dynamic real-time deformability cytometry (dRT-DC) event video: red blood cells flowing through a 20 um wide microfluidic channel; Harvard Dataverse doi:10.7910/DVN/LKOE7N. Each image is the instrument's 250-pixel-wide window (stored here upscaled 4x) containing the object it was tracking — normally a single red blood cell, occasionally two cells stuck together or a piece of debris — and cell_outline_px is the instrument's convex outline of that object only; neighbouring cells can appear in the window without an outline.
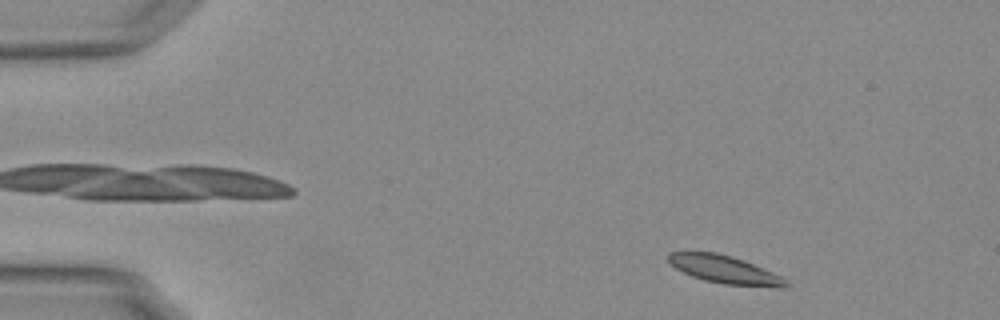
{"species": "Egyptian fruit bat (a non-hibernating species)", "species_latin": "Rousettus aegyptiacus", "temperature_condition": "warm", "stored_images_in_passage": 51, "camera_frame_rate_fps": 3000, "um_per_image_px": 0.085, "animal": {"sex": "female"}, "frame": {"image": 1, "passage_image": 4, "time_ms": 1.0, "image_size_px": [1000, 320], "cell_outline_px": [[788, 284], [784, 288], [780, 288], [724, 284], [704, 280], [692, 276], [676, 268], [668, 260], [668, 256], [672, 252], [716, 252], [752, 264], [780, 276], [788, 280]], "centroid_in_image_um": [61.61, 22.94], "position_along_channel_um": 23.4, "area_um2": 18.61}}
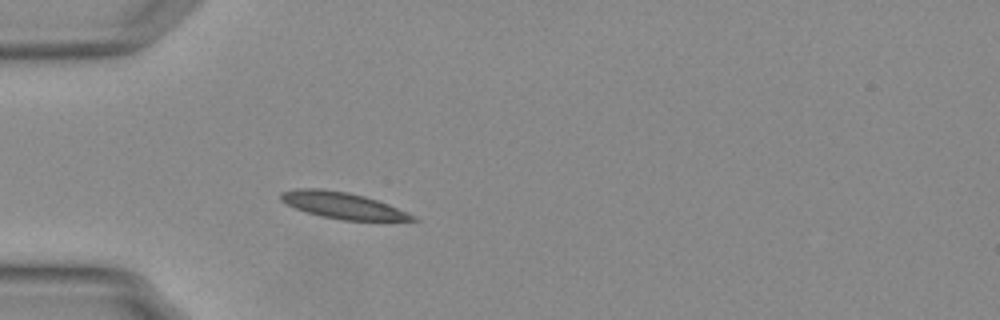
{"frame": {"image": 2, "passage_image": 13, "time_ms": 4.0, "image_size_px": [1000, 320], "cell_outline_px": [[420, 220], [344, 220], [320, 216], [296, 208], [280, 200], [280, 192], [300, 188], [320, 188], [348, 192], [364, 196], [388, 204]], "centroid_in_image_um": [29.05, 17.44], "position_along_channel_um": 56.0, "area_um2": 19.77}}
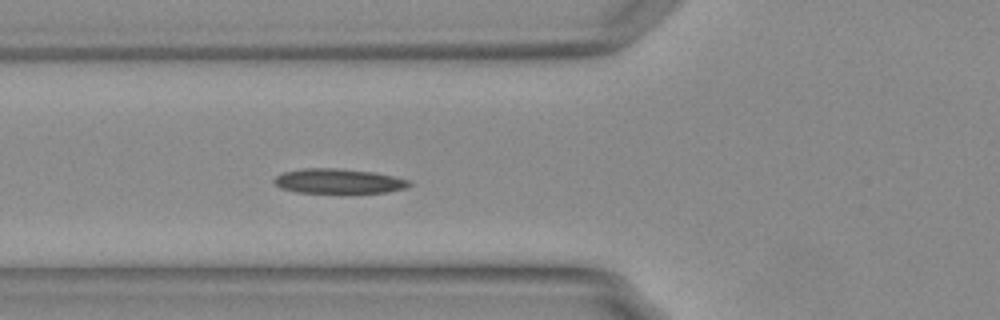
{"frame": {"image": 3, "passage_image": 17, "time_ms": 5.333, "image_size_px": [1000, 320], "cell_outline_px": [[412, 184], [404, 188], [384, 192], [296, 192], [280, 188], [272, 180], [276, 176], [284, 172], [300, 168], [340, 168], [372, 172], [392, 176], [408, 180]], "centroid_in_image_um": [28.71, 15.38], "position_along_channel_um": 97.1, "area_um2": 19.19}}